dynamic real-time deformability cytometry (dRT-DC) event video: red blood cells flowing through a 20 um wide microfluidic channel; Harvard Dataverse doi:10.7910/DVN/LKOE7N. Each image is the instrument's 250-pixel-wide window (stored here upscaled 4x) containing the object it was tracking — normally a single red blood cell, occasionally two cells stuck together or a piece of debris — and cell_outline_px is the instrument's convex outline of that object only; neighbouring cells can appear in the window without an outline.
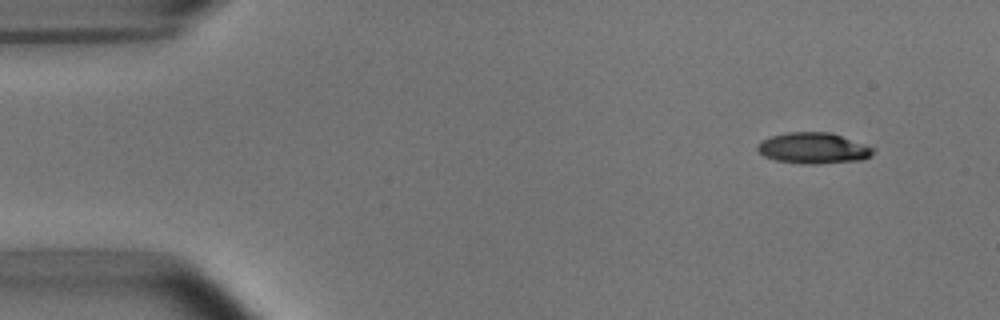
{"species": "common noctule bat (a hibernating species)", "species_latin": "Nyctalus noctula", "temperature_condition": "room temperature", "stored_images_in_passage": 4, "camera_frame_rate_fps": 3000, "um_per_image_px": 0.085, "animal": {"sex": "male", "body_mass_g": 15.6}, "frame": {"image": 1, "passage_image": 1, "time_ms": 0.0, "image_size_px": [1000, 320], "cell_outline_px": [[872, 152], [864, 160], [820, 164], [804, 164], [776, 160], [764, 156], [756, 148], [760, 140], [772, 136], [788, 132], [828, 132], [864, 144], [872, 148]], "centroid_in_image_um": [69.09, 12.6], "position_along_channel_um": 15.9, "area_um2": 20.63}}
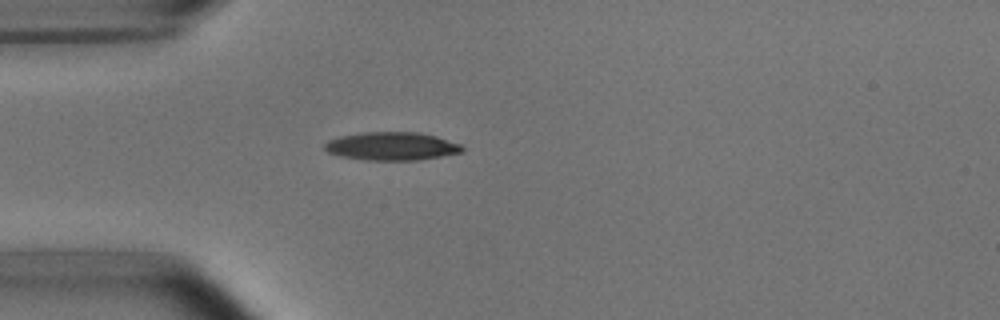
{"frame": {"image": 2, "passage_image": 4, "time_ms": 3.333, "image_size_px": [1000, 320], "cell_outline_px": [[464, 152], [416, 160], [368, 160], [340, 156], [328, 152], [324, 148], [324, 144], [328, 140], [340, 136], [364, 132], [420, 132], [436, 136], [460, 144], [464, 148]], "centroid_in_image_um": [33.29, 12.42], "position_along_channel_um": 51.7, "area_um2": 22.54}}